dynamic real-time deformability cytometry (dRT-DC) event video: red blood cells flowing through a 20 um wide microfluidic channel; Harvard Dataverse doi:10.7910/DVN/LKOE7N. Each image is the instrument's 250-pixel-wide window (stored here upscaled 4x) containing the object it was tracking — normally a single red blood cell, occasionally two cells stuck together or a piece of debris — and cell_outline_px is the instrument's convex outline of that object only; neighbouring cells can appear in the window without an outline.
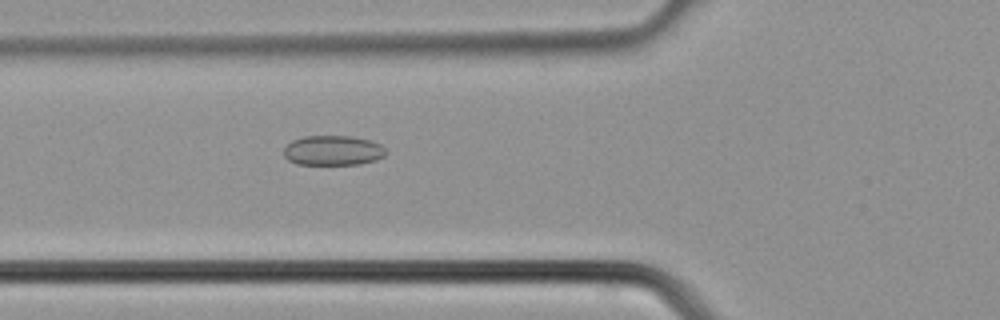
{"species": "common noctule bat (a hibernating species)", "species_latin": "Nyctalus noctula", "temperature_condition": "cold", "stored_images_in_passage": 38, "camera_frame_rate_fps": 3000, "um_per_image_px": 0.085, "animal": {"sex": "male", "body_mass_g": 21.5, "forearm_length_mm": 52.0}, "frame": {"image": 1, "passage_image": 14, "time_ms": 4.333, "image_size_px": [1000, 320], "cell_outline_px": [[388, 152], [384, 156], [376, 160], [360, 164], [296, 164], [288, 160], [284, 156], [284, 148], [292, 140], [304, 136], [352, 136], [372, 140], [380, 144]], "centroid_in_image_um": [28.32, 12.78], "position_along_channel_um": 97.5, "area_um2": 17.92}}
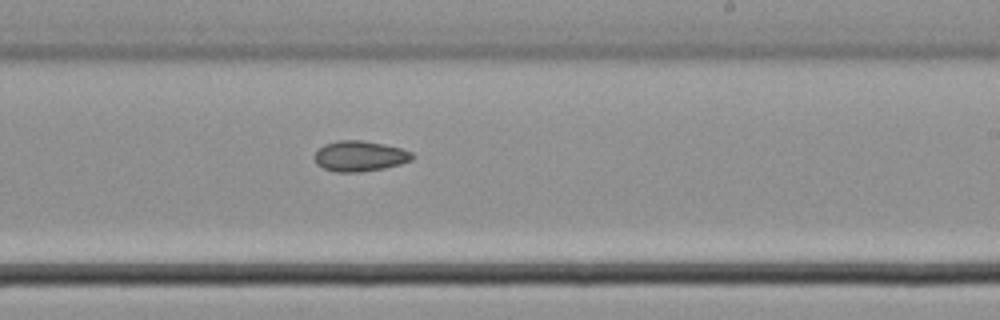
{"frame": {"image": 2, "passage_image": 23, "time_ms": 7.333, "image_size_px": [1000, 320], "cell_outline_px": [[416, 156], [412, 160], [400, 164], [384, 168], [360, 172], [336, 172], [324, 168], [316, 164], [312, 156], [324, 144], [336, 140], [360, 140], [384, 144], [400, 148], [412, 152]], "centroid_in_image_um": [30.57, 13.27], "position_along_channel_um": 258.4, "area_um2": 17.51}}
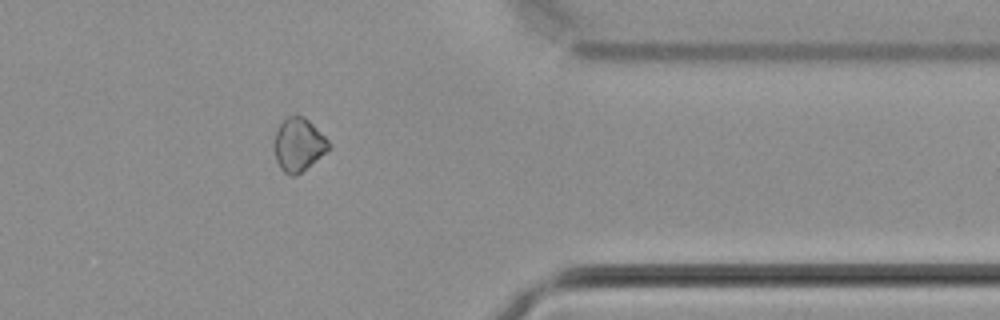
{"frame": {"image": 3, "passage_image": 31, "time_ms": 10.0, "image_size_px": [1000, 320], "cell_outline_px": [[332, 148], [296, 176], [292, 176], [284, 172], [280, 168], [276, 160], [272, 144], [276, 132], [280, 124], [288, 116], [304, 116], [332, 144]], "centroid_in_image_um": [25.37, 12.32], "position_along_channel_um": 386.0, "area_um2": 16.99}}